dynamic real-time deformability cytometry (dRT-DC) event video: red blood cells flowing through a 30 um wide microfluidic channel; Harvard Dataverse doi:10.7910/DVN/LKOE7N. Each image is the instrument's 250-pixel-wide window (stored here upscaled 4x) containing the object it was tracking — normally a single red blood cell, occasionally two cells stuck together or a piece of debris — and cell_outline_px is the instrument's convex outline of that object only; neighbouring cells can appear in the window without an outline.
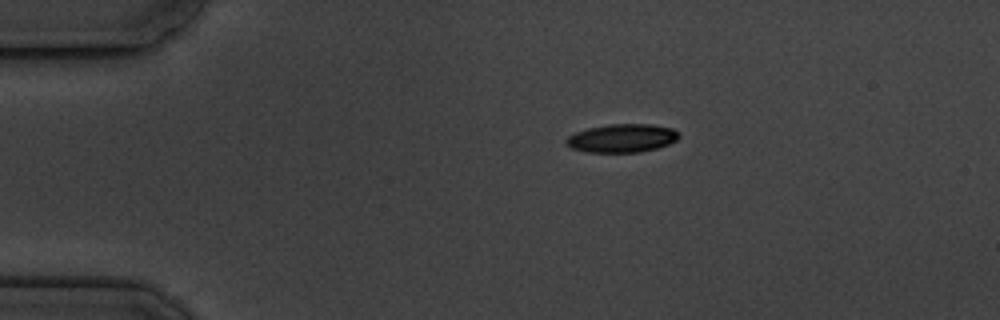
{"species": "common noctule bat (a hibernating species)", "species_latin": "Nyctalus noctula", "temperature_condition": "cold", "stored_images_in_passage": 6, "camera_frame_rate_fps": 3000, "um_per_image_px": 0.085, "animal": {"sex": "male", "body_mass_g": 19.5, "forearm_length_mm": 54.6}, "frame": {"image": 1, "passage_image": 6, "time_ms": 7.333, "image_size_px": [1000, 320], "cell_outline_px": [[680, 136], [676, 140], [668, 144], [656, 148], [640, 152], [588, 152], [572, 148], [564, 144], [564, 140], [568, 136], [576, 132], [588, 128], [608, 124], [652, 124], [672, 128], [680, 132]], "centroid_in_image_um": [52.87, 11.74], "position_along_channel_um": 32.1, "area_um2": 18.73}}